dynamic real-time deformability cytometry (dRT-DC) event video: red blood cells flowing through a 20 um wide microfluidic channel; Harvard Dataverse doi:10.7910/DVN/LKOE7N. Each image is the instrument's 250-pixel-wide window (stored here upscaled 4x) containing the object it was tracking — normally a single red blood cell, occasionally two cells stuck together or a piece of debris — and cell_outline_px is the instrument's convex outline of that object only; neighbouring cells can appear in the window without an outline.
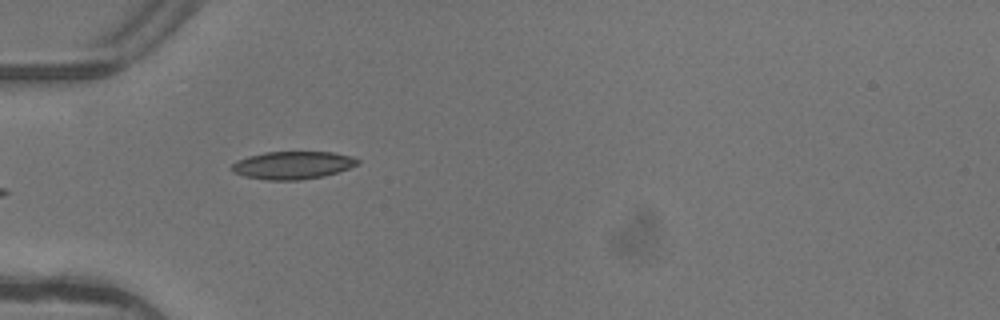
{"species": "common noctule bat (a hibernating species)", "species_latin": "Nyctalus noctula", "temperature_condition": "warm", "stored_images_in_passage": 6, "camera_frame_rate_fps": 3000, "um_per_image_px": 0.085, "animal": {"sex": "female"}, "frame": {"image": 1, "passage_image": 4, "time_ms": 1.0, "image_size_px": [1000, 320], "cell_outline_px": [[360, 164], [324, 176], [300, 180], [268, 180], [244, 176], [232, 172], [228, 168], [236, 160], [248, 156], [264, 152], [332, 152], [352, 156], [360, 160]], "centroid_in_image_um": [24.84, 14.04], "position_along_channel_um": 60.2, "area_um2": 20.52}}
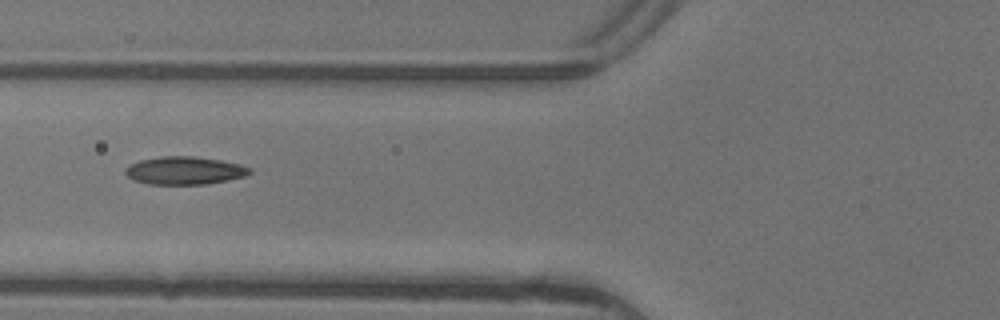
{"frame": {"image": 2, "passage_image": 5, "time_ms": 1.333, "image_size_px": [1000, 320], "cell_outline_px": [[252, 172], [244, 176], [228, 180], [204, 184], [148, 184], [132, 180], [124, 172], [132, 164], [140, 160], [160, 156], [196, 156], [220, 160], [240, 164], [252, 168]], "centroid_in_image_um": [15.71, 14.49], "position_along_channel_um": 110.1, "area_um2": 20.17}}
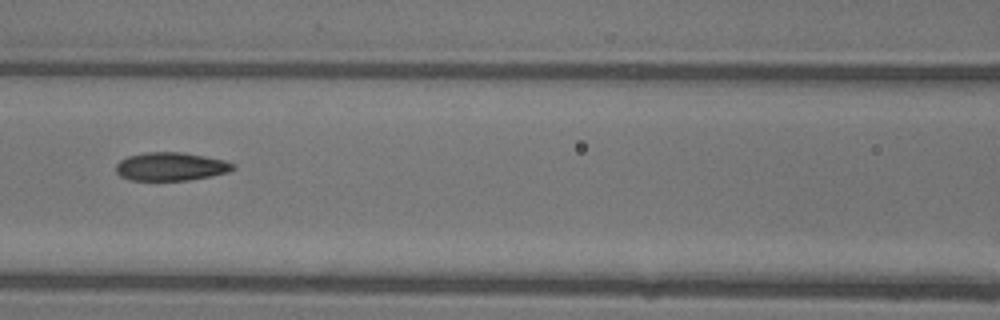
{"frame": {"image": 3, "passage_image": 6, "time_ms": 1.667, "image_size_px": [1000, 320], "cell_outline_px": [[236, 168], [228, 172], [188, 180], [132, 180], [120, 176], [116, 172], [116, 164], [120, 160], [128, 156], [144, 152], [184, 152], [224, 160], [236, 164]], "centroid_in_image_um": [14.52, 14.14], "position_along_channel_um": 152.1, "area_um2": 19.31}}